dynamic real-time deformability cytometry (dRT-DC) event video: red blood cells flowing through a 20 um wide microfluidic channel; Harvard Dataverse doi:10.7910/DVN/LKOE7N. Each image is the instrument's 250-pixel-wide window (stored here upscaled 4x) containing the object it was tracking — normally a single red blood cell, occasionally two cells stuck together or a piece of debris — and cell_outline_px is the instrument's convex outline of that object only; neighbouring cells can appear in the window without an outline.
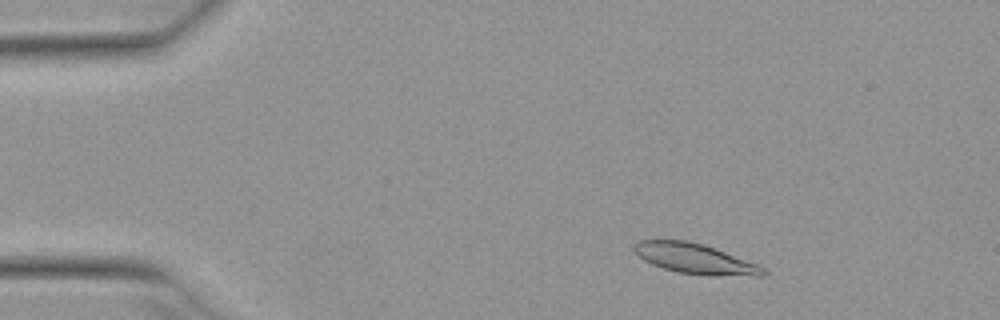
{"species": "Egyptian fruit bat (a non-hibernating species)", "species_latin": "Rousettus aegyptiacus", "temperature_condition": "warm", "stored_images_in_passage": 4, "camera_frame_rate_fps": 3000, "um_per_image_px": 0.085, "animal": {"sex": "female"}, "frame": {"image": 1, "passage_image": 2, "time_ms": 0.333, "image_size_px": [1000, 320], "cell_outline_px": [[768, 272], [764, 276], [756, 276], [676, 272], [652, 264], [644, 260], [632, 248], [640, 240], [688, 240], [704, 244], [756, 264], [764, 268]], "centroid_in_image_um": [59.05, 21.96], "position_along_channel_um": 25.9, "area_um2": 21.96}}